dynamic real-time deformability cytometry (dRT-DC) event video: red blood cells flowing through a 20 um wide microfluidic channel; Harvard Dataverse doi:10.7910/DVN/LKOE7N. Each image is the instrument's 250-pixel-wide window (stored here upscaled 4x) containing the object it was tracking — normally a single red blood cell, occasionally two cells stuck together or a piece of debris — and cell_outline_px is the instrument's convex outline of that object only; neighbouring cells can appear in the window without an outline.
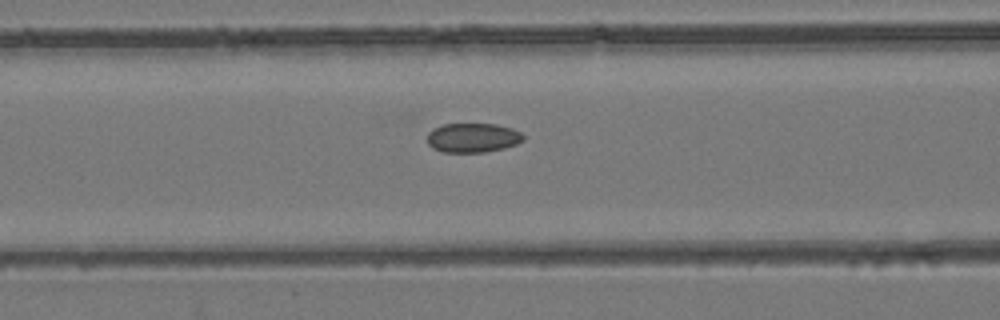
{"species": "common noctule bat (a hibernating species)", "species_latin": "Nyctalus noctula", "temperature_condition": "room temperature", "stored_images_in_passage": 54, "camera_frame_rate_fps": 3000, "um_per_image_px": 0.085, "animal": {"sex": "female", "body_mass_g": 24.6, "forearm_length_mm": 56.2}, "frame": {"image": 1, "passage_image": 23, "time_ms": 7.333, "image_size_px": [1000, 320], "cell_outline_px": [[524, 140], [516, 144], [504, 148], [484, 152], [444, 152], [432, 148], [428, 144], [428, 132], [432, 128], [444, 124], [496, 124], [512, 128], [520, 132], [524, 136]], "centroid_in_image_um": [40.18, 11.7], "position_along_channel_um": 126.4, "area_um2": 16.47}}
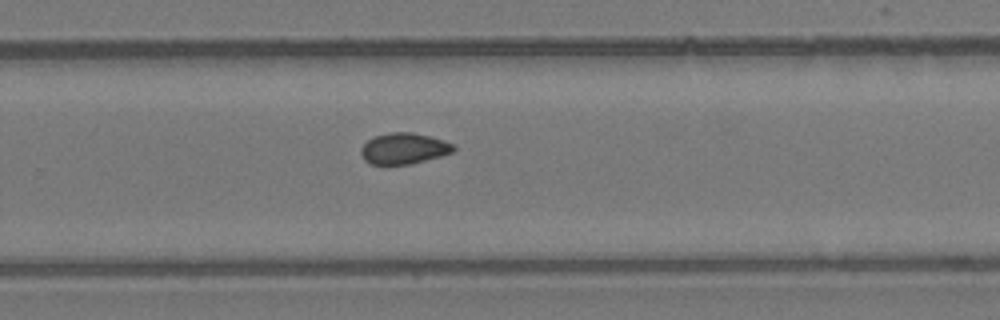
{"frame": {"image": 2, "passage_image": 36, "time_ms": 11.667, "image_size_px": [1000, 320], "cell_outline_px": [[456, 148], [452, 152], [440, 156], [408, 164], [368, 164], [364, 160], [360, 152], [360, 148], [372, 136], [388, 132], [412, 132], [444, 140], [456, 144]], "centroid_in_image_um": [34.31, 12.61], "position_along_channel_um": 295.5, "area_um2": 16.82}}
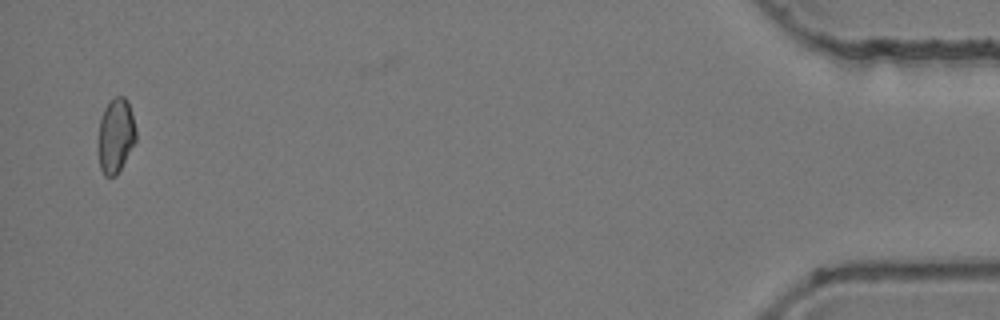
{"frame": {"image": 3, "passage_image": 53, "time_ms": 17.333, "image_size_px": [1000, 320], "cell_outline_px": [[136, 140], [116, 176], [104, 176], [100, 168], [96, 148], [100, 120], [104, 108], [116, 96], [124, 96], [128, 100], [136, 128]], "centroid_in_image_um": [9.81, 11.54], "position_along_channel_um": 425.4, "area_um2": 16.65}, "authors_computed_cell_mechanics": {"area_um2": 17.1088, "velocity_mm_per_s": 3.9098, "shape_relaxation_time_tau1_ms": null, "shape_relaxation_time_tau2_ms": 3.7554, "deformation_change_tau1": null, "deformation_change_tau2": 0.0836}}